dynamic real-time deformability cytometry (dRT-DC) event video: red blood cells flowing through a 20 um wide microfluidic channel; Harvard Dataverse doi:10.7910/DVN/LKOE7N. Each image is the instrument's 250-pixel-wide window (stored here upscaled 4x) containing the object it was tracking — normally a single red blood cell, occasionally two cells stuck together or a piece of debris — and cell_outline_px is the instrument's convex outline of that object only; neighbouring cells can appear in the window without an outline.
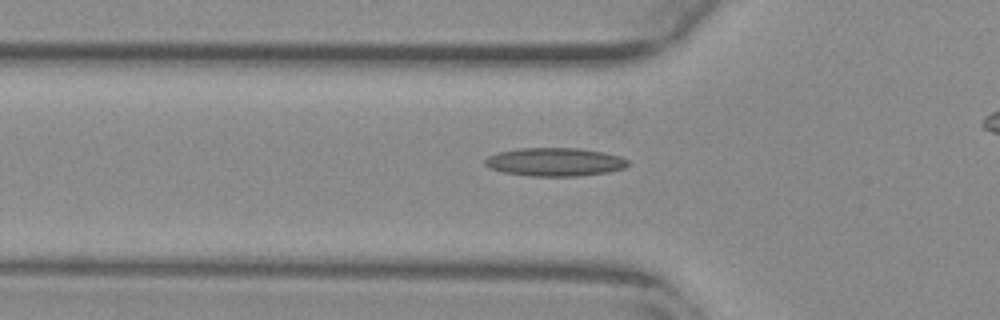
{"species": "common noctule bat (a hibernating species)", "species_latin": "Nyctalus noctula", "temperature_condition": "warm", "stored_images_in_passage": 40, "camera_frame_rate_fps": 3000, "um_per_image_px": 0.085, "animal": {"sex": "female", "body_mass_g": 29.2, "forearm_length_mm": 56.3}, "frame": {"image": 1, "passage_image": 11, "time_ms": 3.333, "image_size_px": [1000, 320], "cell_outline_px": [[628, 164], [624, 168], [608, 172], [576, 176], [532, 176], [504, 172], [492, 168], [484, 164], [484, 160], [488, 156], [500, 152], [520, 148], [580, 148], [604, 152], [620, 156], [628, 160]], "centroid_in_image_um": [47.19, 13.76], "position_along_channel_um": 78.6, "area_um2": 23.47}}
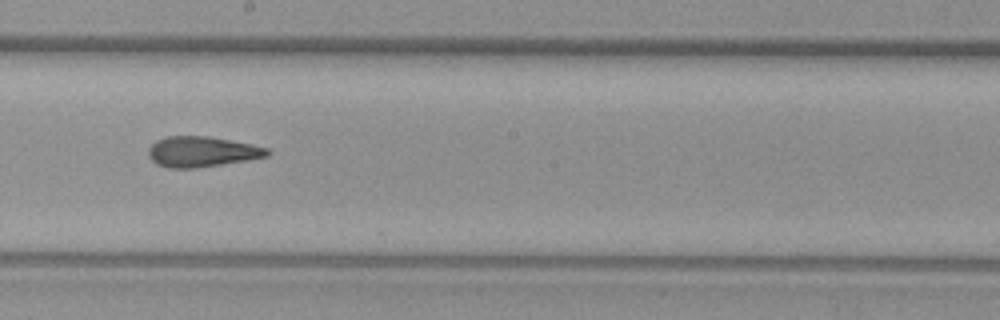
{"frame": {"image": 2, "passage_image": 23, "time_ms": 7.333, "image_size_px": [1000, 320], "cell_outline_px": [[272, 152], [268, 156], [248, 160], [196, 168], [168, 168], [156, 164], [148, 156], [148, 148], [156, 140], [168, 136], [208, 136], [252, 144], [268, 148]], "centroid_in_image_um": [17.16, 12.89], "position_along_channel_um": 231.0, "area_um2": 21.21}}
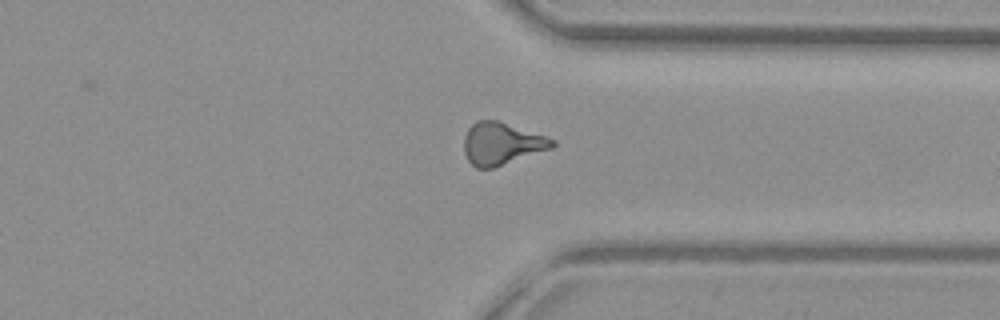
{"frame": {"image": 3, "passage_image": 34, "time_ms": 11.0, "image_size_px": [1000, 320], "cell_outline_px": [[556, 144], [552, 148], [492, 168], [476, 168], [468, 160], [464, 152], [464, 136], [468, 128], [476, 120], [496, 120], [556, 140]], "centroid_in_image_um": [42.61, 12.21], "position_along_channel_um": 368.8, "area_um2": 21.44}, "authors_computed_cell_mechanics": {"area_um2": 20.9814, "velocity_mm_per_s": 3.7926, "shape_relaxation_time_tau1_ms": null, "shape_relaxation_time_tau2_ms": 2.9788, "deformation_change_tau1": null, "deformation_change_tau2": 0.1328}}